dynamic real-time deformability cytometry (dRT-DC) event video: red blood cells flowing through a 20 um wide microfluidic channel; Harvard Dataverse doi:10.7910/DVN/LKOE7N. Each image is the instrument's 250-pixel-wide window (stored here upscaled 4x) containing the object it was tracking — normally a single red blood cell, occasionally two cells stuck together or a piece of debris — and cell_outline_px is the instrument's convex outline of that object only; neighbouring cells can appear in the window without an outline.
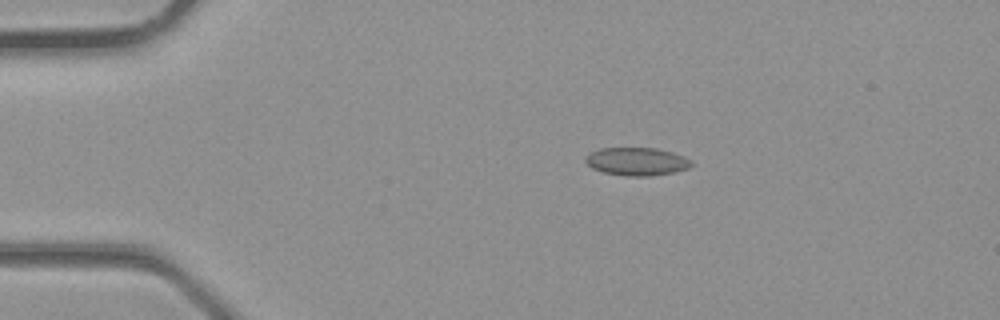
{"species": "common noctule bat (a hibernating species)", "species_latin": "Nyctalus noctula", "temperature_condition": "room temperature", "stored_images_in_passage": 4, "camera_frame_rate_fps": 3000, "um_per_image_px": 0.085, "animal": {"sex": "male", "body_mass_g": 23.1, "forearm_length_mm": 52.7}, "frame": {"image": 1, "passage_image": 2, "time_ms": 0.333, "image_size_px": [1000, 320], "cell_outline_px": [[692, 164], [688, 168], [676, 172], [648, 176], [624, 176], [604, 172], [592, 168], [584, 160], [584, 156], [600, 148], [656, 148], [672, 152], [684, 156], [692, 160]], "centroid_in_image_um": [54.13, 13.73], "position_along_channel_um": 30.9, "area_um2": 17.34}}